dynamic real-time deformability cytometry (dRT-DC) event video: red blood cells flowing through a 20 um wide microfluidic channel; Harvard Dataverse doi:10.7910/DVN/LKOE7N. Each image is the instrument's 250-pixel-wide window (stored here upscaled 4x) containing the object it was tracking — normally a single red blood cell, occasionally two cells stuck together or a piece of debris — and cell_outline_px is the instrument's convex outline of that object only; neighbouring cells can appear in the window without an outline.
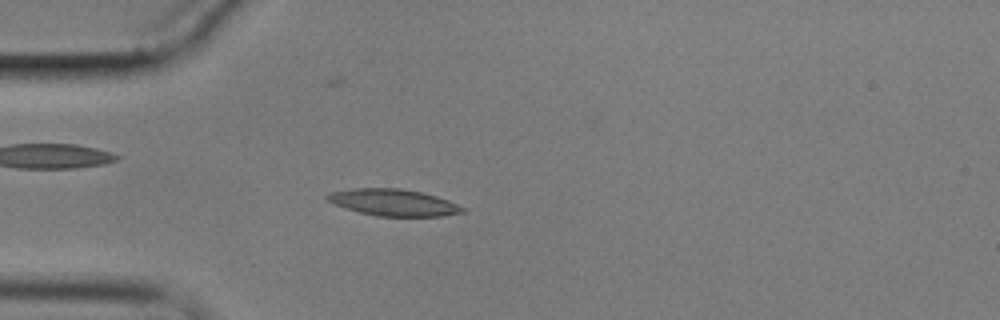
{"species": "common noctule bat (a hibernating species)", "species_latin": "Nyctalus noctula", "temperature_condition": "cold", "stored_images_in_passage": 59, "camera_frame_rate_fps": 3000, "um_per_image_px": 0.085, "animal": {"sex": "male", "body_mass_g": 17.9}, "frame": {"image": 1, "passage_image": 16, "time_ms": 5.0, "image_size_px": [1000, 320], "cell_outline_px": [[468, 208], [464, 212], [444, 216], [376, 216], [344, 208], [328, 200], [324, 196], [332, 192], [352, 188], [400, 188], [420, 192], [436, 196], [448, 200]], "centroid_in_image_um": [33.48, 17.21], "position_along_channel_um": 51.5, "area_um2": 21.04}}
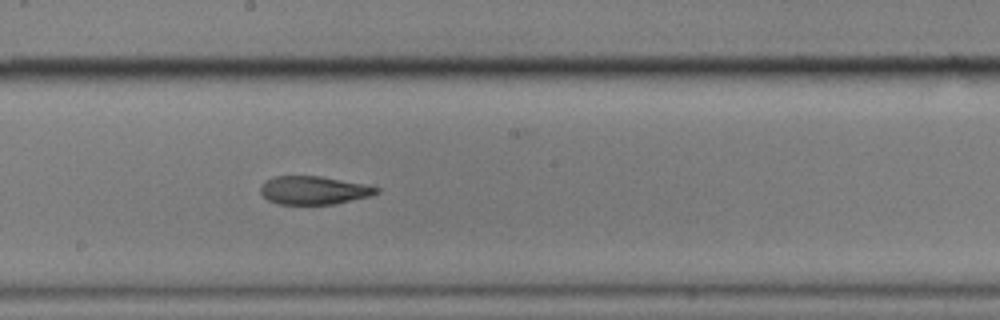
{"frame": {"image": 2, "passage_image": 32, "time_ms": 10.333, "image_size_px": [1000, 320], "cell_outline_px": [[380, 192], [368, 196], [332, 204], [280, 204], [268, 200], [260, 192], [260, 188], [272, 176], [320, 176], [368, 184], [380, 188]], "centroid_in_image_um": [26.7, 16.16], "position_along_channel_um": 221.5, "area_um2": 18.96}}
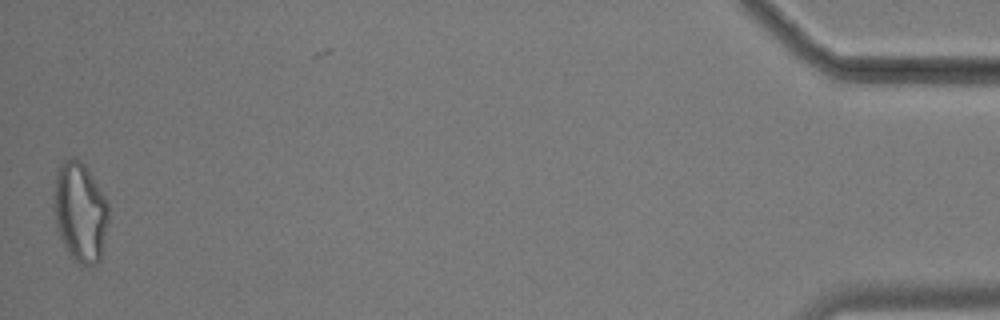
{"frame": {"image": 3, "passage_image": 58, "time_ms": 19.0, "image_size_px": [1000, 320], "cell_outline_px": [[108, 220], [100, 260], [96, 264], [80, 268], [68, 252], [60, 236], [56, 224], [52, 208], [56, 172], [64, 160], [72, 156], [80, 160], [84, 164], [92, 176], [104, 196], [108, 204]], "centroid_in_image_um": [6.79, 18.04], "position_along_channel_um": 428.4, "area_um2": 31.96}, "authors_computed_cell_mechanics": {"area_um2": 20.1144, "velocity_mm_per_s": 3.4117, "shape_relaxation_time_tau1_ms": null, "shape_relaxation_time_tau2_ms": 2.7681, "deformation_change_tau1": null, "deformation_change_tau2": 0.1161}}